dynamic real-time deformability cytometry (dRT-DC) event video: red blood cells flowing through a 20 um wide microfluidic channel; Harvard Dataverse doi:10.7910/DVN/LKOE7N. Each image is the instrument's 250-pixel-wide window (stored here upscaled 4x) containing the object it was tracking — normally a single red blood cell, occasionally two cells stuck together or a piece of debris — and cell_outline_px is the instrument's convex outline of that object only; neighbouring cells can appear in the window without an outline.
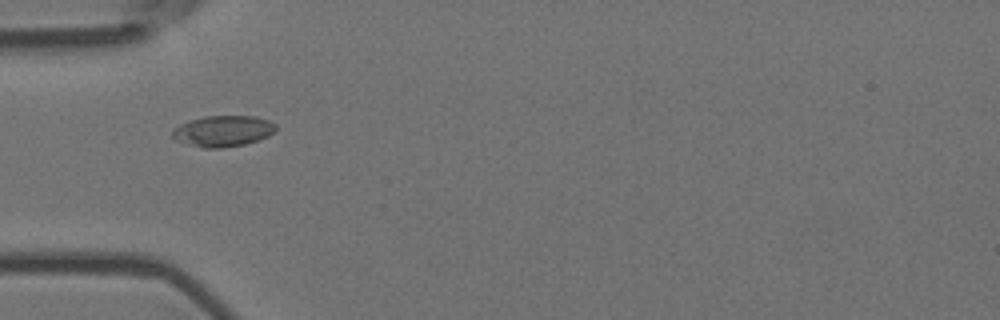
{"species": "Egyptian fruit bat (a non-hibernating species)", "species_latin": "Rousettus aegyptiacus", "temperature_condition": "room temperature", "stored_images_in_passage": 8, "camera_frame_rate_fps": 3000, "um_per_image_px": 0.085, "animal": {"sex": "female"}, "frame": {"image": 1, "passage_image": 4, "time_ms": 1.0, "image_size_px": [1000, 320], "cell_outline_px": [[276, 128], [268, 136], [244, 144], [220, 148], [204, 148], [176, 140], [172, 136], [172, 132], [180, 124], [188, 120], [204, 116], [256, 116], [268, 120], [276, 124]], "centroid_in_image_um": [18.95, 11.12], "position_along_channel_um": 66.0, "area_um2": 18.5}}
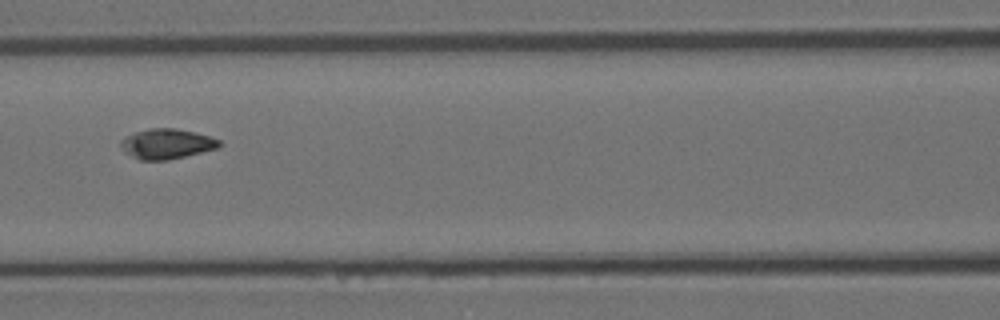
{"frame": {"image": 2, "passage_image": 6, "time_ms": 1.667, "image_size_px": [1000, 320], "cell_outline_px": [[220, 144], [216, 148], [168, 160], [140, 160], [124, 152], [120, 144], [120, 140], [136, 132], [148, 128], [176, 128], [208, 136], [220, 140]], "centroid_in_image_um": [14.12, 12.22], "position_along_channel_um": 152.5, "area_um2": 16.94}}
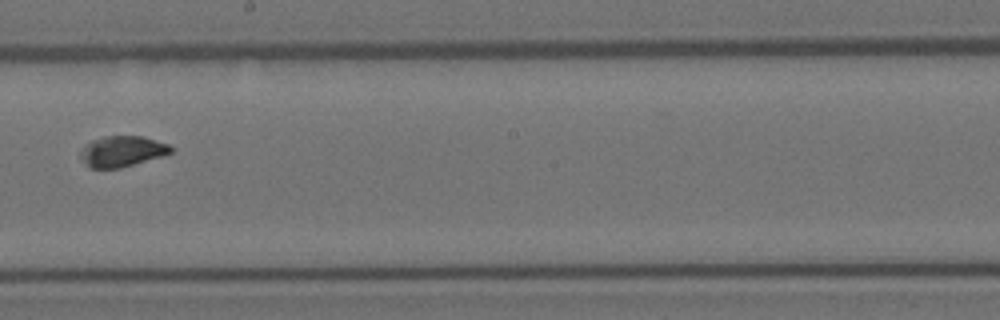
{"frame": {"image": 3, "passage_image": 8, "time_ms": 2.333, "image_size_px": [1000, 320], "cell_outline_px": [[176, 148], [172, 152], [160, 156], [120, 168], [88, 168], [80, 156], [80, 152], [84, 144], [92, 140], [104, 136], [144, 136], [168, 144]], "centroid_in_image_um": [10.36, 12.85], "position_along_channel_um": 237.8, "area_um2": 16.24}}